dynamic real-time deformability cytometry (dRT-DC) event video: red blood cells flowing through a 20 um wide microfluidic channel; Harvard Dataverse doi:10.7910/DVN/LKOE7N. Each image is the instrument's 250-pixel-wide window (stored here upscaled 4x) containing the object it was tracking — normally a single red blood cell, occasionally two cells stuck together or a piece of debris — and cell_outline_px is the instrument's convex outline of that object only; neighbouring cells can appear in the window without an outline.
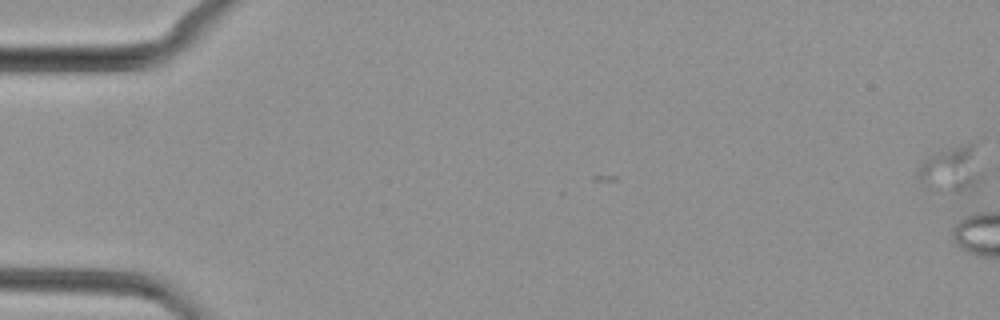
{"species": "common noctule bat (a hibernating species)", "species_latin": "Nyctalus noctula", "temperature_condition": "cold", "stored_images_in_passage": 4, "camera_frame_rate_fps": 3000, "um_per_image_px": 0.085, "animal": {"sex": "female", "body_mass_g": 29.2, "forearm_length_mm": 56.3}, "frame": {"image": 1, "passage_image": 1, "time_ms": 0.0, "image_size_px": [1000, 320], "cell_outline_px": [[984, 172], [980, 180], [968, 188], [956, 192], [924, 184], [916, 176], [920, 164], [928, 156], [968, 144], [976, 144]], "centroid_in_image_um": [80.95, 14.34], "position_along_channel_um": 4.0, "area_um2": 16.42}}